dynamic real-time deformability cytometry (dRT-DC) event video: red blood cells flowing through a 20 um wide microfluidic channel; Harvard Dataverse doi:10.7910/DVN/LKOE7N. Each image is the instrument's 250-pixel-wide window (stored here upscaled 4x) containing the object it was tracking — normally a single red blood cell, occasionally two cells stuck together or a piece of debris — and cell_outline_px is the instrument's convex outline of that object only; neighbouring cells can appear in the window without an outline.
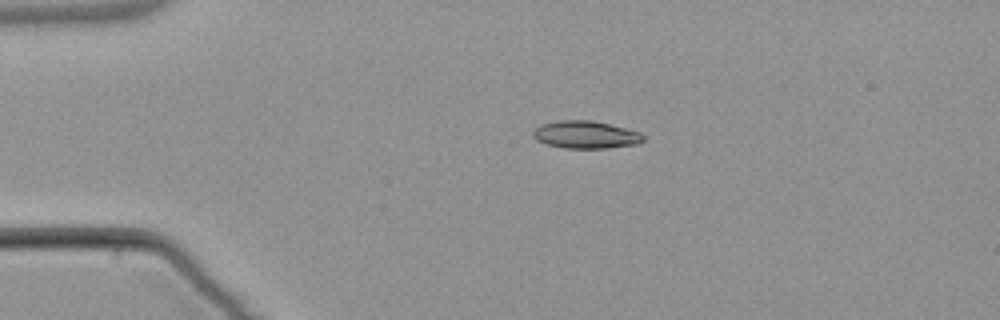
{"species": "common noctule bat (a hibernating species)", "species_latin": "Nyctalus noctula", "temperature_condition": "warm", "stored_images_in_passage": 3, "camera_frame_rate_fps": 3000, "um_per_image_px": 0.085, "animal": {"sex": "male", "body_mass_g": 21.5, "forearm_length_mm": 52.0}, "frame": {"image": 1, "passage_image": 2, "time_ms": 1.333, "image_size_px": [1000, 320], "cell_outline_px": [[644, 140], [640, 144], [608, 148], [564, 148], [548, 144], [536, 140], [532, 136], [532, 132], [540, 124], [560, 120], [592, 120], [640, 132], [644, 136]], "centroid_in_image_um": [49.78, 11.45], "position_along_channel_um": 35.2, "area_um2": 17.74}}